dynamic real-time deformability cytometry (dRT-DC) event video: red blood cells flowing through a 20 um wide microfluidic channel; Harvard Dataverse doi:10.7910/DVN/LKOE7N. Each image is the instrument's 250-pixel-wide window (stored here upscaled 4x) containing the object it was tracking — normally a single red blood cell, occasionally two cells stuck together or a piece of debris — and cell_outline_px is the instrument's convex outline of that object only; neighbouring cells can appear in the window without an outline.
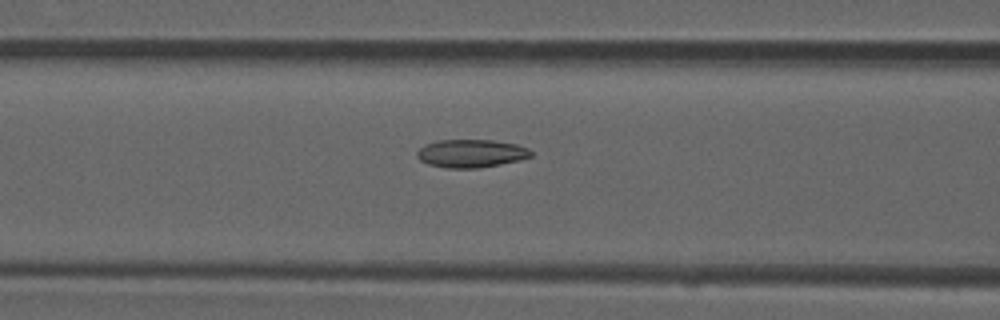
{"species": "common noctule bat (a hibernating species)", "species_latin": "Nyctalus noctula", "temperature_condition": "room temperature", "stored_images_in_passage": 52, "camera_frame_rate_fps": 3000, "um_per_image_px": 0.085, "animal": {"sex": "male", "forearm_length_mm": 52.5}, "frame": {"image": 1, "passage_image": 21, "time_ms": 6.667, "image_size_px": [1000, 320], "cell_outline_px": [[532, 156], [500, 164], [480, 168], [448, 168], [428, 164], [420, 160], [416, 156], [416, 152], [424, 144], [436, 140], [492, 140], [516, 144], [528, 148], [532, 152]], "centroid_in_image_um": [40.0, 13.03], "position_along_channel_um": 126.6, "area_um2": 18.61}}
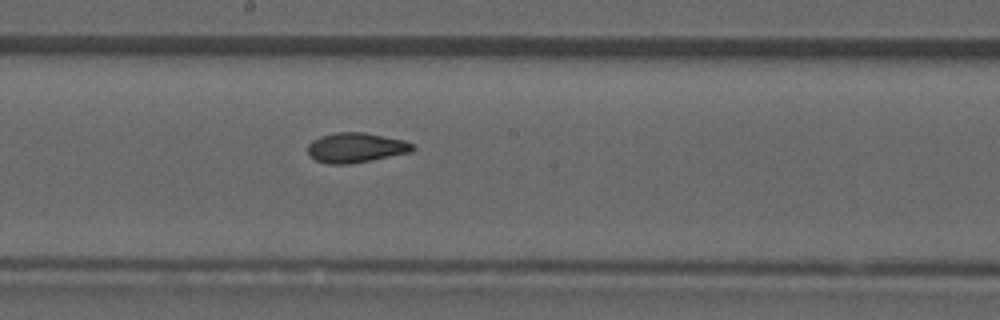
{"frame": {"image": 2, "passage_image": 28, "time_ms": 9.0, "image_size_px": [1000, 320], "cell_outline_px": [[416, 148], [412, 152], [348, 164], [328, 164], [316, 160], [308, 156], [308, 144], [312, 140], [320, 136], [336, 132], [364, 132], [404, 140], [412, 144]], "centroid_in_image_um": [30.22, 12.54], "position_along_channel_um": 218.0, "area_um2": 18.26}}
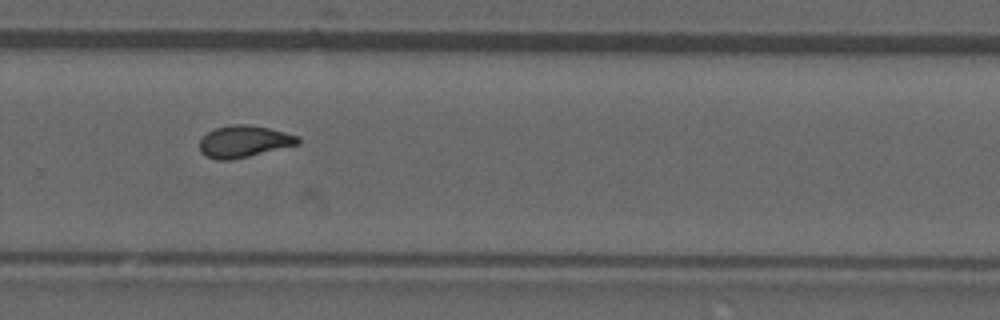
{"frame": {"image": 3, "passage_image": 35, "time_ms": 11.333, "image_size_px": [1000, 320], "cell_outline_px": [[300, 144], [248, 156], [228, 160], [216, 160], [200, 152], [200, 140], [208, 132], [216, 128], [232, 124], [248, 124], [268, 128], [284, 132], [296, 136], [300, 140]], "centroid_in_image_um": [20.73, 12.02], "position_along_channel_um": 309.1, "area_um2": 17.98}, "authors_computed_cell_mechanics": {"area_um2": 18.0336, "velocity_mm_per_s": 3.9225, "shape_relaxation_time_tau1_ms": null, "shape_relaxation_time_tau2_ms": 2.1154, "deformation_change_tau1": null, "deformation_change_tau2": 0.0843}}